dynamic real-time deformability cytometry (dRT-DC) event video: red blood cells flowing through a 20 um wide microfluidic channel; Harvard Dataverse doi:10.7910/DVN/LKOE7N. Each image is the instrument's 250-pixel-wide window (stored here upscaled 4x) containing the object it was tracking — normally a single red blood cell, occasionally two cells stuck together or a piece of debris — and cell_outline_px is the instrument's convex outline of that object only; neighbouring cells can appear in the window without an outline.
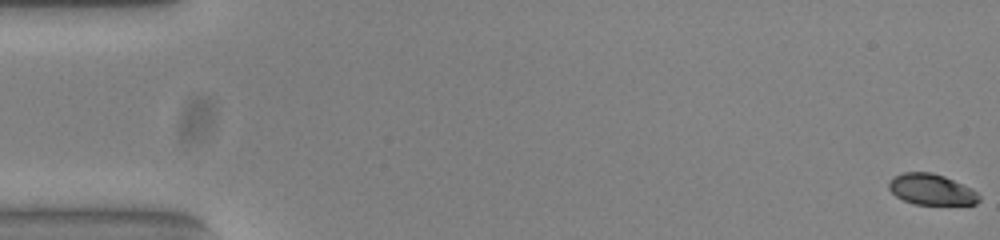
{"species": "common noctule bat (a hibernating species)", "species_latin": "Nyctalus noctula", "temperature_condition": "warm", "stored_images_in_passage": 55, "segment_of_instrument_passage": [1, 2], "camera_frame_rate_fps": 3000, "um_per_image_px": 0.085, "animal": {"sex": "female", "body_mass_g": 23.0, "forearm_length_mm": 53.4}, "frame": {"image": 1, "passage_image": 1, "time_ms": 0.0, "image_size_px": [1000, 240], "cell_outline_px": [[980, 200], [976, 204], [912, 204], [896, 196], [888, 188], [888, 184], [896, 176], [904, 172], [932, 172], [944, 176], [972, 188], [980, 196]], "centroid_in_image_um": [79.19, 16.1], "position_along_channel_um": 5.8, "area_um2": 16.13}}
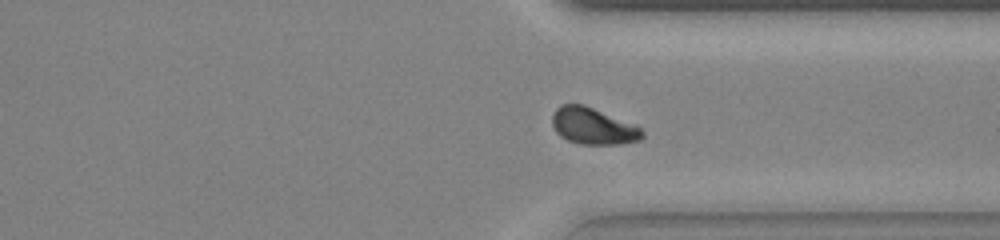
{"frame": {"image": 2, "passage_image": 41, "time_ms": 13.333, "image_size_px": [1000, 240], "cell_outline_px": [[644, 136], [640, 140], [620, 144], [580, 144], [568, 140], [560, 136], [556, 132], [552, 124], [552, 116], [556, 108], [560, 104], [584, 104], [636, 124], [644, 132]], "centroid_in_image_um": [50.42, 10.71], "position_along_channel_um": 361.0, "area_um2": 19.42}}
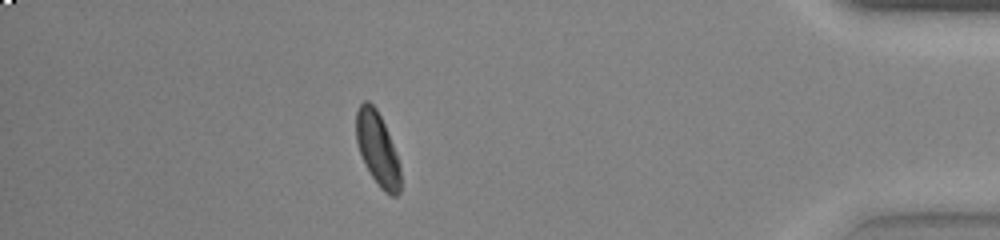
{"frame": {"image": 3, "passage_image": 48, "time_ms": 15.667, "image_size_px": [1000, 240], "cell_outline_px": [[400, 192], [396, 196], [392, 196], [384, 192], [380, 188], [372, 176], [360, 152], [356, 140], [356, 112], [360, 104], [364, 100], [368, 100], [376, 108], [384, 124], [396, 152], [400, 164]], "centroid_in_image_um": [32.1, 12.65], "position_along_channel_um": 403.1, "area_um2": 18.73}}